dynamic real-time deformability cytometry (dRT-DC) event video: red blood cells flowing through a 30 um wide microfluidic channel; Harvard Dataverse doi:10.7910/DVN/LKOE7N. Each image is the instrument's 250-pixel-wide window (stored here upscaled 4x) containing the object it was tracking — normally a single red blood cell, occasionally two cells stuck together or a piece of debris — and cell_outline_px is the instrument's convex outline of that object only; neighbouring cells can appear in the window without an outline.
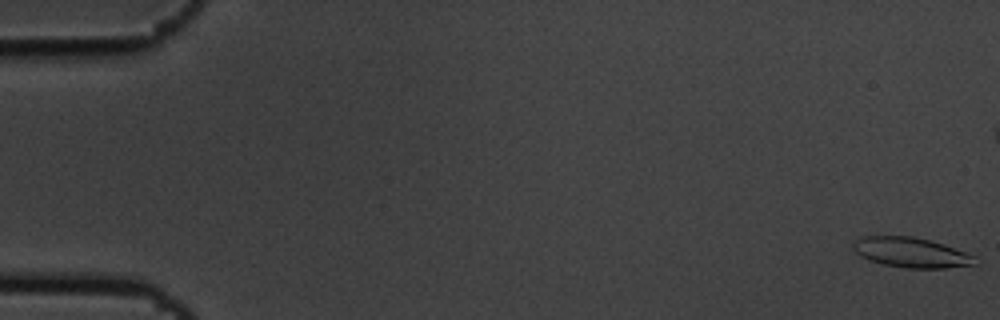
{"species": "common noctule bat (a hibernating species)", "species_latin": "Nyctalus noctula", "temperature_condition": "cold", "stored_images_in_passage": 56, "camera_frame_rate_fps": 3000, "um_per_image_px": 0.085, "animal": {"sex": "male", "body_mass_g": 19.5, "forearm_length_mm": 54.6}, "frame": {"image": 1, "passage_image": 1, "time_ms": 0.0, "image_size_px": [1000, 320], "cell_outline_px": [[976, 256], [972, 264], [944, 268], [904, 268], [884, 264], [868, 260], [860, 256], [852, 248], [852, 244], [856, 240], [864, 236], [912, 236], [944, 244]], "centroid_in_image_um": [77.39, 21.45], "position_along_channel_um": 7.6, "area_um2": 21.1}}
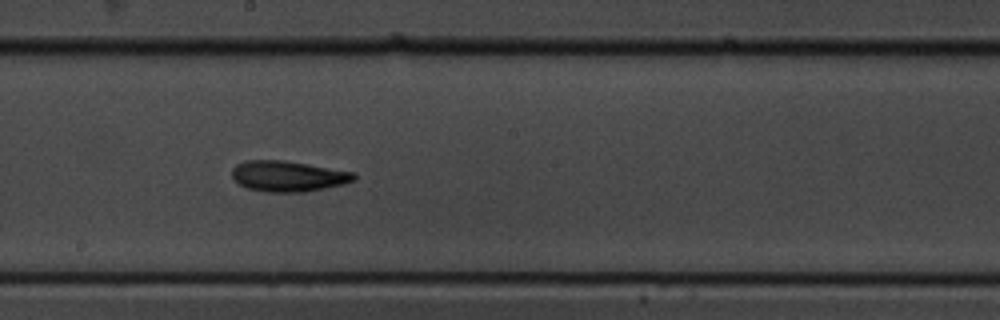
{"frame": {"image": 2, "passage_image": 31, "time_ms": 10.0, "image_size_px": [1000, 320], "cell_outline_px": [[356, 180], [344, 184], [304, 192], [268, 192], [248, 188], [240, 184], [232, 176], [232, 168], [236, 164], [244, 160], [284, 160], [356, 172]], "centroid_in_image_um": [24.51, 14.96], "position_along_channel_um": 223.7, "area_um2": 21.91}}
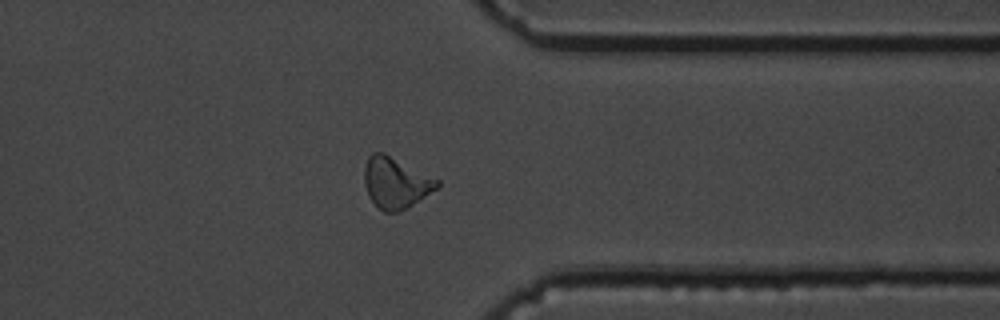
{"frame": {"image": 3, "passage_image": 44, "time_ms": 14.333, "image_size_px": [1000, 320], "cell_outline_px": [[440, 184], [436, 188], [408, 208], [396, 212], [384, 212], [368, 196], [364, 184], [364, 168], [368, 156], [372, 152], [384, 152], [440, 180]], "centroid_in_image_um": [33.62, 15.52], "position_along_channel_um": 377.8, "area_um2": 21.62}, "authors_computed_cell_mechanics": {"area_um2": 21.0392, "velocity_mm_per_s": 3.6588, "shape_relaxation_time_tau1_ms": 4.0642, "shape_relaxation_time_tau2_ms": 8.9732, "deformation_change_tau1": 0.1371, "deformation_change_tau2": 0.2095}}